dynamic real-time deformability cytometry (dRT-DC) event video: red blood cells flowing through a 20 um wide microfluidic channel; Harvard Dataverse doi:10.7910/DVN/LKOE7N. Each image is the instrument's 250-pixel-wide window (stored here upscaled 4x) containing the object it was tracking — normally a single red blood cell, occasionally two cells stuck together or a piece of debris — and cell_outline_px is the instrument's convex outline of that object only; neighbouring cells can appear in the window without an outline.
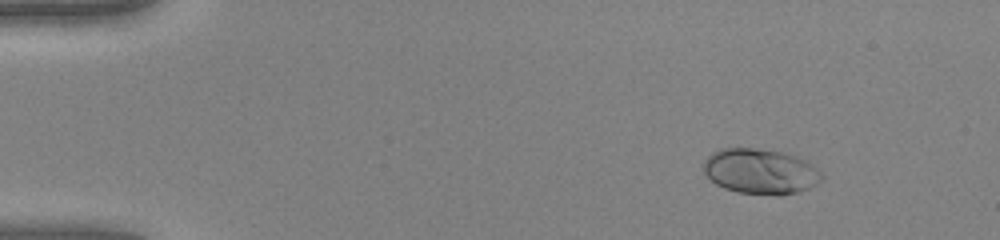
{"species": "human", "species_latin": "Homo sapiens", "temperature_condition": "warm", "stored_images_in_passage": 44, "camera_frame_rate_fps": 3000, "um_per_image_px": 0.085, "donor": {"sex": "female"}, "frame": {"image": 1, "passage_image": 1, "time_ms": 0.0, "image_size_px": [1000, 240], "cell_outline_px": [[824, 180], [808, 188], [796, 192], [780, 196], [776, 196], [736, 192], [724, 188], [716, 184], [704, 172], [704, 160], [712, 152], [724, 148], [752, 148], [784, 152], [796, 156], [812, 164], [824, 176]], "centroid_in_image_um": [64.65, 14.58], "position_along_channel_um": 20.3, "area_um2": 31.33}}
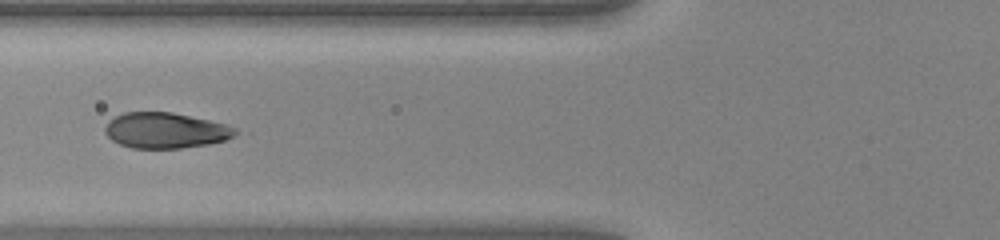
{"frame": {"image": 2, "passage_image": 15, "time_ms": 4.667, "image_size_px": [1000, 240], "cell_outline_px": [[252, 132], [224, 140], [208, 144], [180, 148], [132, 148], [120, 144], [112, 140], [104, 132], [104, 128], [108, 120], [124, 112], [172, 112], [228, 124]], "centroid_in_image_um": [14.21, 11.08], "position_along_channel_um": 111.6, "area_um2": 27.74}}
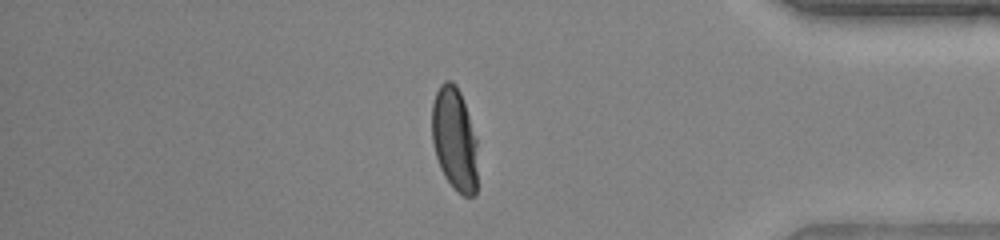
{"frame": {"image": 3, "passage_image": 37, "time_ms": 12.0, "image_size_px": [1000, 240], "cell_outline_px": [[476, 196], [464, 196], [456, 192], [444, 176], [440, 168], [436, 156], [432, 140], [432, 104], [436, 92], [440, 84], [444, 80], [452, 80], [456, 84], [460, 92], [476, 140]], "centroid_in_image_um": [38.61, 11.83], "position_along_channel_um": 396.6, "area_um2": 27.4}, "authors_computed_cell_mechanics": {"area_um2": 28.4954, "velocity_mm_per_s": 4.2301, "shape_relaxation_time_tau1_ms": 2.7091, "shape_relaxation_time_tau2_ms": null, "deformation_change_tau1": 0.1732, "deformation_change_tau2": null}}